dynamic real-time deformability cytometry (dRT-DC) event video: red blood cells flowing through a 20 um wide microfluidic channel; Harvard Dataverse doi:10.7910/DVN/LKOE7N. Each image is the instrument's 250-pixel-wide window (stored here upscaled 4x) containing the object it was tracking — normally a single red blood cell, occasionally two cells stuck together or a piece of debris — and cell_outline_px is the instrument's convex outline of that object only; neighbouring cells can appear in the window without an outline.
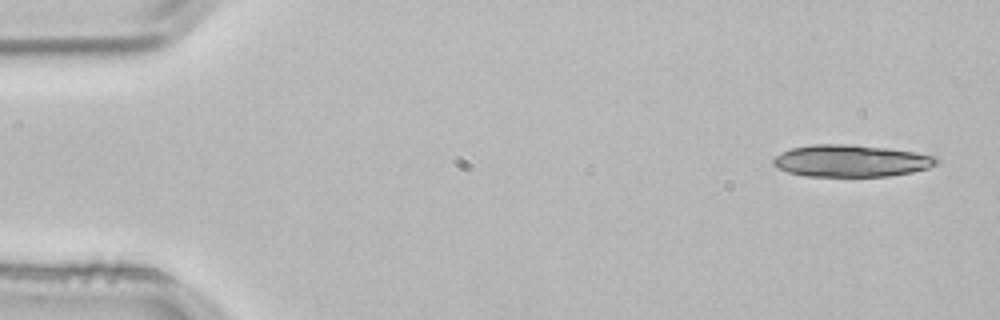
{"species": "common noctule bat (a hibernating species)", "species_latin": "Nyctalus noctula", "temperature_condition": "room temperature", "stored_images_in_passage": 4, "camera_frame_rate_fps": 3000, "um_per_image_px": 0.085, "animal": {"sex": "male", "body_mass_g": 21.5, "forearm_length_mm": 52.0}, "frame": {"image": 1, "passage_image": 1, "time_ms": 0.0, "image_size_px": [1000, 320], "cell_outline_px": [[940, 160], [936, 164], [928, 168], [912, 172], [888, 176], [804, 176], [788, 172], [776, 168], [772, 164], [772, 160], [780, 152], [792, 148], [812, 144], [852, 144], [888, 148], [916, 152], [936, 156]], "centroid_in_image_um": [72.33, 13.66], "position_along_channel_um": 12.7, "area_um2": 30.69}}